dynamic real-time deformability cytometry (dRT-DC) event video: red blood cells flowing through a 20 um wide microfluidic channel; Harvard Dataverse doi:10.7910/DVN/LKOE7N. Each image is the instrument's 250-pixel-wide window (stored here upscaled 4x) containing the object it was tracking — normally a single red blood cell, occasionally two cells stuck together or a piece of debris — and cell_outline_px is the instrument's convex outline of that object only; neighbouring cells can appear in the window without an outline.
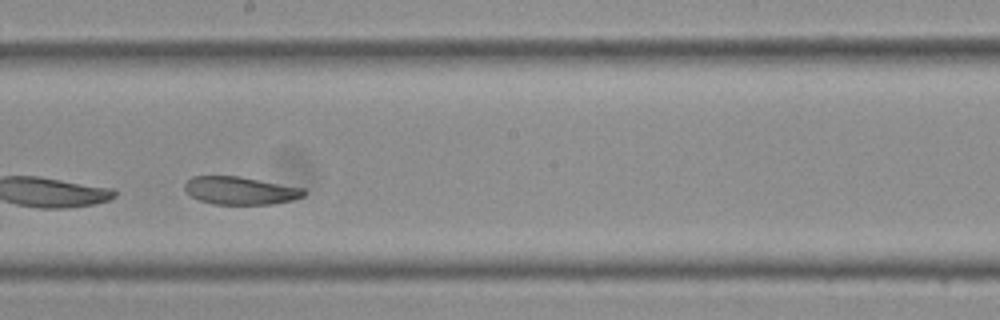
{"species": "Egyptian fruit bat (a non-hibernating species)", "species_latin": "Rousettus aegyptiacus", "temperature_condition": "cold", "stored_images_in_passage": 33, "camera_frame_rate_fps": 3000, "um_per_image_px": 0.085, "frame": {"image": 1, "passage_image": 15, "time_ms": 4.667, "image_size_px": [1000, 320], "cell_outline_px": [[308, 192], [304, 196], [292, 200], [272, 204], [212, 204], [200, 200], [192, 196], [184, 188], [184, 184], [192, 176], [240, 176], [304, 188]], "centroid_in_image_um": [20.46, 16.19], "position_along_channel_um": 227.7, "area_um2": 19.36}}
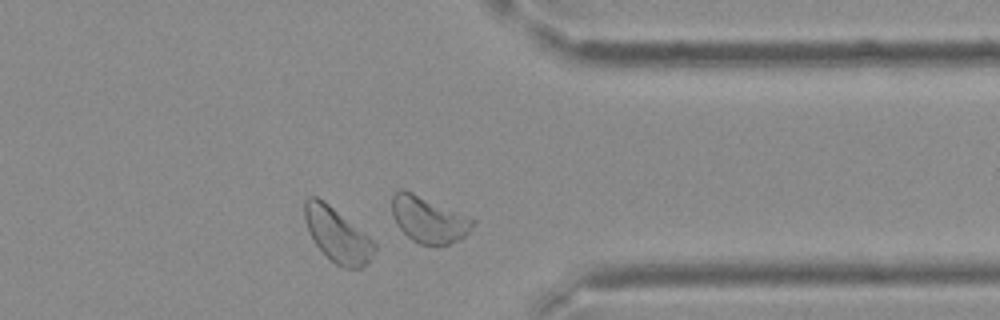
{"frame": {"image": 2, "passage_image": 24, "time_ms": 7.667, "image_size_px": [1000, 320], "cell_outline_px": [[376, 248], [368, 260], [360, 268], [344, 268], [336, 264], [316, 244], [304, 220], [304, 200], [308, 196], [316, 196], [324, 200], [364, 232], [376, 244]], "centroid_in_image_um": [28.65, 19.93], "position_along_channel_um": 382.7, "area_um2": 21.56}}